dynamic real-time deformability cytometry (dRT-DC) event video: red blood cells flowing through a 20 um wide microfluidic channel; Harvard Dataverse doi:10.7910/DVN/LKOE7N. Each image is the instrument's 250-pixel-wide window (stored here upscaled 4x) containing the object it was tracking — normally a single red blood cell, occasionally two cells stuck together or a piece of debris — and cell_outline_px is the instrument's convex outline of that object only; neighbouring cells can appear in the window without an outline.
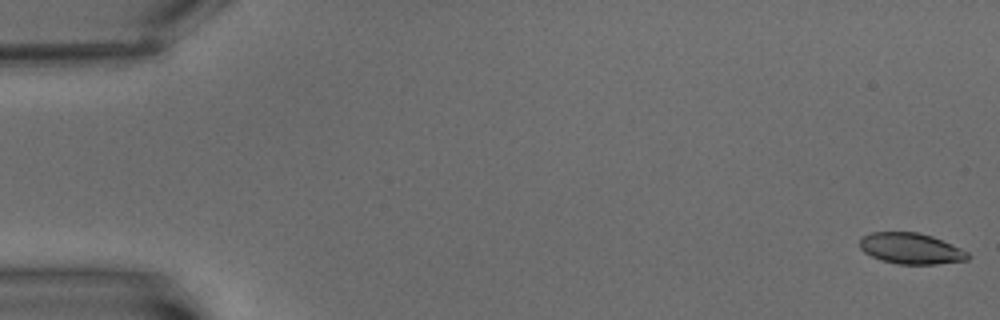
{"species": "common noctule bat (a hibernating species)", "species_latin": "Nyctalus noctula", "temperature_condition": "warm", "stored_images_in_passage": 8, "camera_frame_rate_fps": 3000, "um_per_image_px": 0.085, "animal": {"sex": "male", "body_mass_g": 15.6}, "frame": {"image": 1, "passage_image": 1, "time_ms": 0.0, "image_size_px": [1000, 320], "cell_outline_px": [[972, 256], [968, 260], [936, 264], [896, 264], [880, 260], [864, 252], [860, 248], [860, 240], [864, 236], [872, 232], [920, 232], [932, 236], [960, 248], [968, 252]], "centroid_in_image_um": [77.44, 21.13], "position_along_channel_um": 7.6, "area_um2": 19.54}}
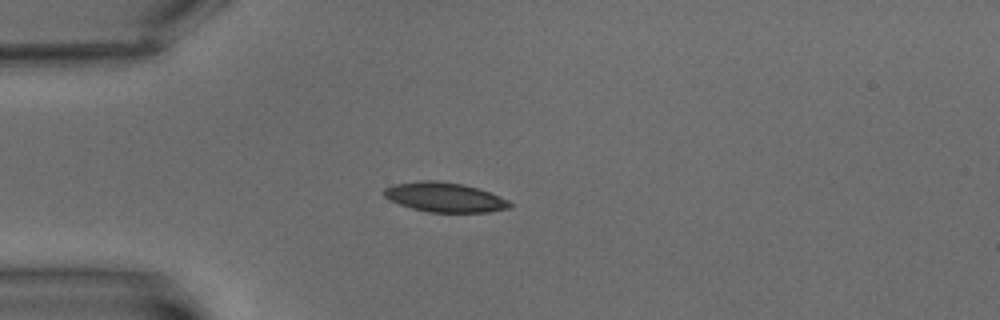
{"frame": {"image": 2, "passage_image": 5, "time_ms": 5.667, "image_size_px": [1000, 320], "cell_outline_px": [[512, 208], [488, 212], [428, 212], [412, 208], [388, 200], [384, 196], [384, 188], [392, 184], [424, 180], [436, 180], [460, 184], [476, 188], [488, 192], [508, 200], [512, 204]], "centroid_in_image_um": [37.77, 16.77], "position_along_channel_um": 47.2, "area_um2": 21.56}}
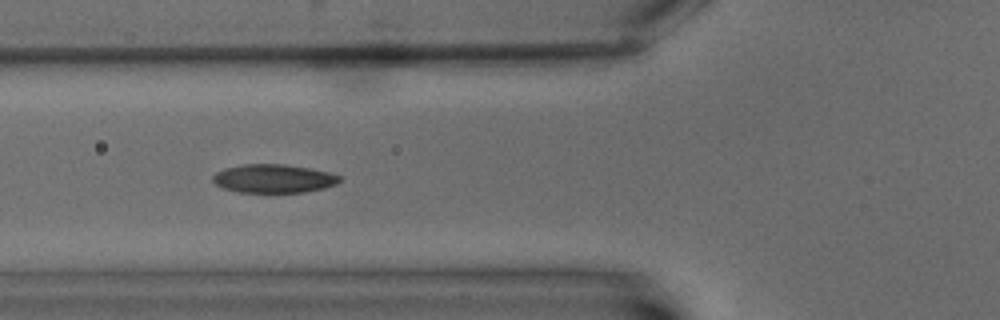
{"frame": {"image": 3, "passage_image": 7, "time_ms": 8.0, "image_size_px": [1000, 320], "cell_outline_px": [[340, 180], [336, 184], [324, 188], [304, 192], [240, 192], [224, 188], [216, 184], [212, 180], [212, 176], [216, 172], [224, 168], [244, 164], [284, 164], [308, 168], [328, 172], [340, 176]], "centroid_in_image_um": [23.23, 15.17], "position_along_channel_um": 102.6, "area_um2": 20.92}}